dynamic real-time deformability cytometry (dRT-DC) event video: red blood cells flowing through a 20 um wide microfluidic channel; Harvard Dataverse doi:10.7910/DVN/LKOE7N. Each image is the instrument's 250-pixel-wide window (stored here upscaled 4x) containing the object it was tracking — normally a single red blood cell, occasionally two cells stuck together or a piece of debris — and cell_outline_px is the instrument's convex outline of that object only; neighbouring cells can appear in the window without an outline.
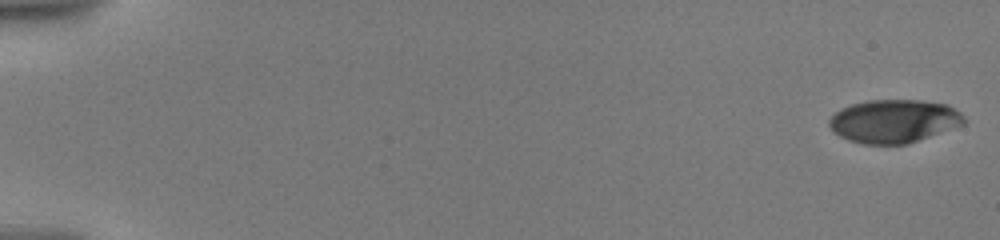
{"species": "human", "species_latin": "Homo sapiens", "temperature_condition": "warm", "stored_images_in_passage": 47, "camera_frame_rate_fps": 3000, "um_per_image_px": 0.085, "donor": {"sex": "male"}, "frame": {"image": 1, "passage_image": 1, "time_ms": 0.0, "image_size_px": [1000, 240], "cell_outline_px": [[964, 124], [908, 144], [864, 144], [848, 140], [832, 132], [828, 124], [828, 120], [840, 108], [852, 104], [868, 100], [920, 100], [948, 104], [960, 112], [964, 116]], "centroid_in_image_um": [75.96, 10.29], "position_along_channel_um": 9.0, "area_um2": 34.1}}
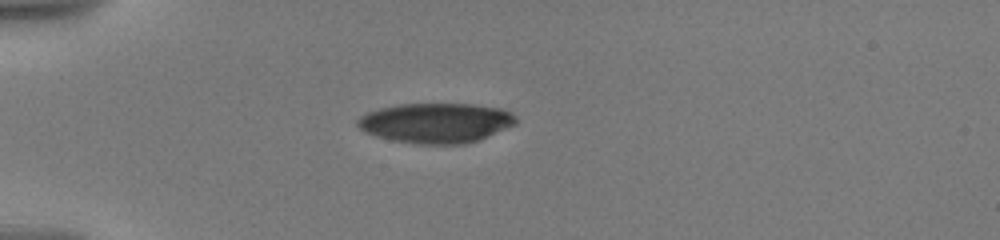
{"frame": {"image": 2, "passage_image": 33, "time_ms": 5.333, "image_size_px": [1000, 240], "cell_outline_px": [[516, 124], [476, 140], [464, 144], [420, 144], [392, 140], [376, 136], [364, 132], [356, 124], [356, 120], [360, 116], [368, 112], [380, 108], [400, 104], [472, 104], [500, 108], [512, 112], [516, 116]], "centroid_in_image_um": [37.03, 10.44], "position_along_channel_um": 48.0, "area_um2": 36.7}}
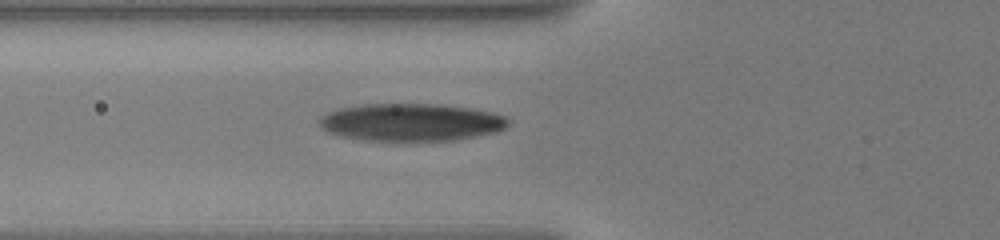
{"frame": {"image": 3, "passage_image": 45, "time_ms": 7.333, "image_size_px": [1000, 240], "cell_outline_px": [[512, 120], [504, 128], [496, 132], [456, 140], [360, 140], [328, 132], [320, 128], [316, 120], [320, 116], [328, 112], [340, 108], [364, 104], [440, 104], [472, 108], [492, 112], [504, 116]], "centroid_in_image_um": [34.93, 10.38], "position_along_channel_um": 90.9, "area_um2": 41.5}}